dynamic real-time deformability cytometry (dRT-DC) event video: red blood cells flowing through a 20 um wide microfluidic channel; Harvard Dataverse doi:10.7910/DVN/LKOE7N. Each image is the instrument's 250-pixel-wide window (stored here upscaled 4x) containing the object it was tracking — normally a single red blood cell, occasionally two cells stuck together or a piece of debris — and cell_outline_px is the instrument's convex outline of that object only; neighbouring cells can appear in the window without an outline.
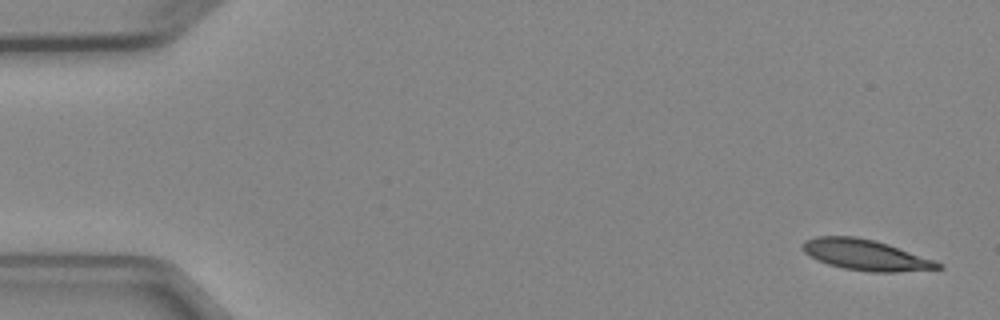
{"species": "Egyptian fruit bat (a non-hibernating species)", "species_latin": "Rousettus aegyptiacus", "temperature_condition": "cold", "stored_images_in_passage": 4, "camera_frame_rate_fps": 3000, "um_per_image_px": 0.085, "animal": {"sex": "female"}, "frame": {"image": 1, "passage_image": 1, "time_ms": 0.0, "image_size_px": [1000, 320], "cell_outline_px": [[944, 268], [896, 272], [872, 272], [844, 268], [828, 264], [808, 256], [800, 248], [804, 240], [816, 236], [856, 236], [888, 244], [932, 260], [940, 264]], "centroid_in_image_um": [73.49, 21.66], "position_along_channel_um": 11.5, "area_um2": 23.99}}